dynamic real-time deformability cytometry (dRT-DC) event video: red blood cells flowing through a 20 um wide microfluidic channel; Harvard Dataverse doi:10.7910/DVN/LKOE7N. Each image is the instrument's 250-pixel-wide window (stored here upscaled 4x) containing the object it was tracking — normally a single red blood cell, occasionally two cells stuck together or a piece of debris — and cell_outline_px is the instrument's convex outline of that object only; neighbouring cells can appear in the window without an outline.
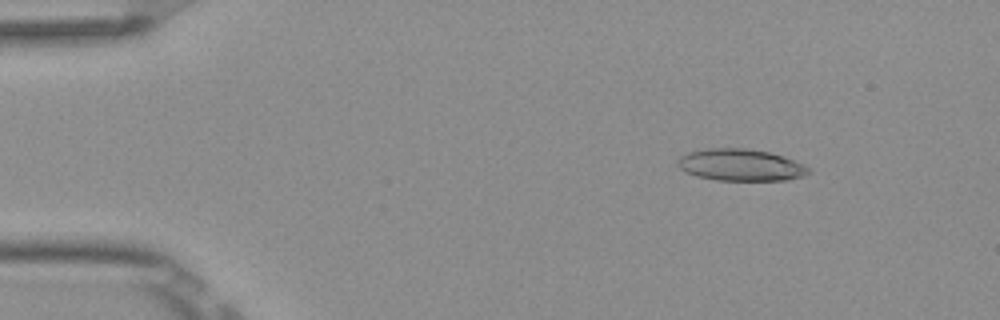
{"species": "Egyptian fruit bat (a non-hibernating species)", "species_latin": "Rousettus aegyptiacus", "temperature_condition": "room temperature", "stored_images_in_passage": 4, "camera_frame_rate_fps": 3000, "um_per_image_px": 0.085, "frame": {"image": 1, "passage_image": 2, "time_ms": 0.333, "image_size_px": [1000, 320], "cell_outline_px": [[812, 172], [804, 176], [788, 180], [716, 180], [696, 176], [680, 168], [676, 164], [676, 160], [680, 156], [688, 152], [704, 148], [748, 148], [768, 152], [784, 156], [804, 164]], "centroid_in_image_um": [62.95, 14.01], "position_along_channel_um": 22.0, "area_um2": 24.51}}
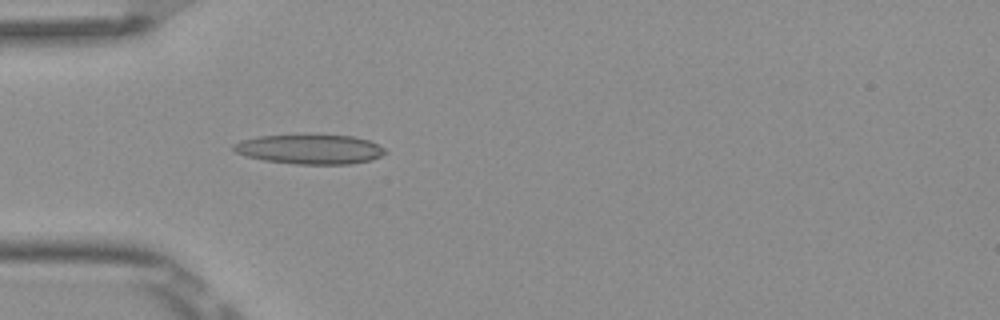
{"frame": {"image": 2, "passage_image": 4, "time_ms": 1.0, "image_size_px": [1000, 320], "cell_outline_px": [[388, 152], [372, 160], [352, 164], [296, 164], [264, 160], [248, 156], [236, 152], [232, 148], [232, 144], [240, 140], [256, 136], [352, 136], [368, 140], [384, 148]], "centroid_in_image_um": [26.34, 12.7], "position_along_channel_um": 58.7, "area_um2": 25.78}}